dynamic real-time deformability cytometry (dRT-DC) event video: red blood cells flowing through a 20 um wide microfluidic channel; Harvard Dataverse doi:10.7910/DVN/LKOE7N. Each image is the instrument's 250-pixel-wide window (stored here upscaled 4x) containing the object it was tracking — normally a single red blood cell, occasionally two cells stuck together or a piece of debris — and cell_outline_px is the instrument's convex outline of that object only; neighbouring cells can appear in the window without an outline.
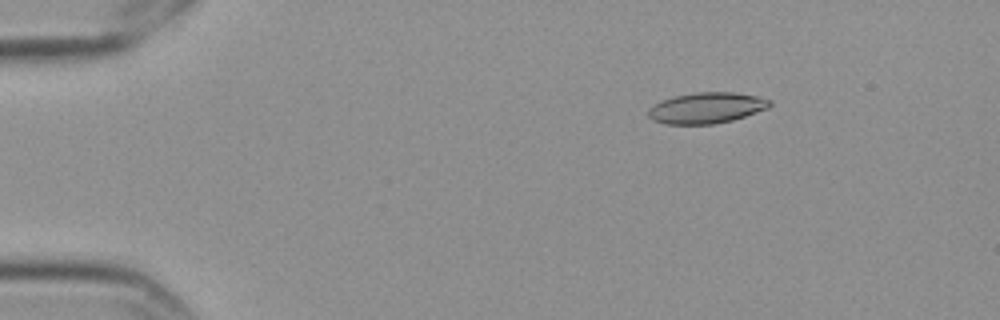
{"species": "Egyptian fruit bat (a non-hibernating species)", "species_latin": "Rousettus aegyptiacus", "temperature_condition": "cold", "stored_images_in_passage": 11, "camera_frame_rate_fps": 3000, "um_per_image_px": 0.085, "frame": {"image": 1, "passage_image": 2, "time_ms": 0.333, "image_size_px": [1000, 320], "cell_outline_px": [[772, 104], [768, 108], [732, 120], [712, 124], [664, 124], [652, 120], [648, 116], [648, 108], [660, 100], [676, 96], [696, 92], [732, 92], [756, 96], [772, 100]], "centroid_in_image_um": [60.02, 9.17], "position_along_channel_um": 25.0, "area_um2": 21.85}}
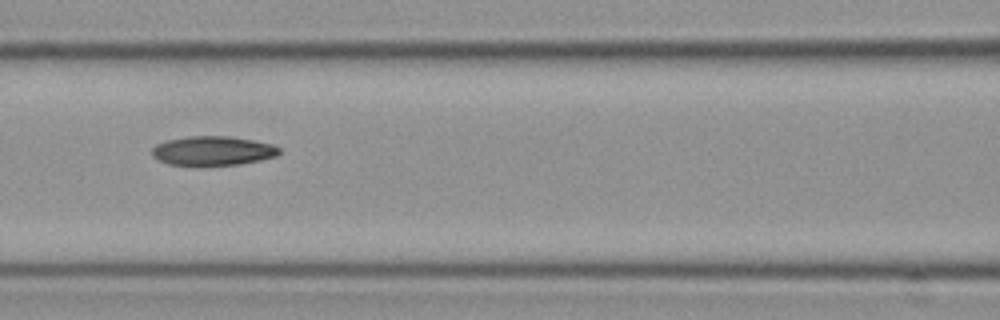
{"frame": {"image": 2, "passage_image": 7, "time_ms": 2.0, "image_size_px": [1000, 320], "cell_outline_px": [[280, 152], [276, 156], [260, 160], [236, 164], [168, 164], [152, 156], [152, 148], [156, 144], [168, 140], [188, 136], [232, 136], [272, 144], [280, 148]], "centroid_in_image_um": [18.1, 12.79], "position_along_channel_um": 148.5, "area_um2": 21.27}}
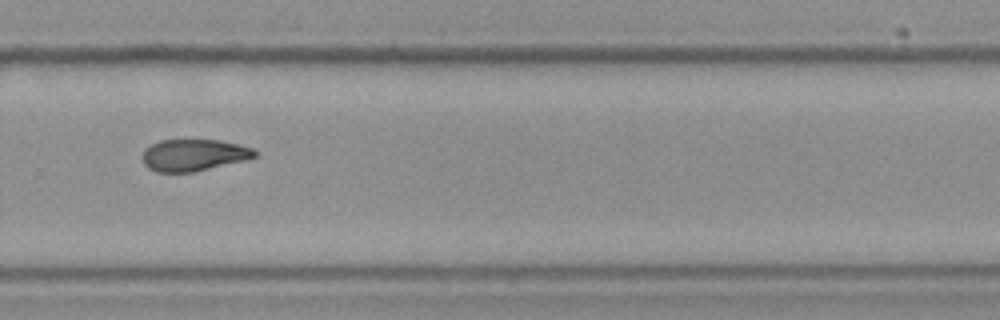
{"frame": {"image": 3, "passage_image": 11, "time_ms": 3.333, "image_size_px": [1000, 320], "cell_outline_px": [[256, 156], [248, 160], [192, 172], [156, 172], [148, 168], [144, 164], [144, 148], [160, 140], [220, 140], [252, 148], [256, 152]], "centroid_in_image_um": [16.47, 13.18], "position_along_channel_um": 313.3, "area_um2": 20.69}}